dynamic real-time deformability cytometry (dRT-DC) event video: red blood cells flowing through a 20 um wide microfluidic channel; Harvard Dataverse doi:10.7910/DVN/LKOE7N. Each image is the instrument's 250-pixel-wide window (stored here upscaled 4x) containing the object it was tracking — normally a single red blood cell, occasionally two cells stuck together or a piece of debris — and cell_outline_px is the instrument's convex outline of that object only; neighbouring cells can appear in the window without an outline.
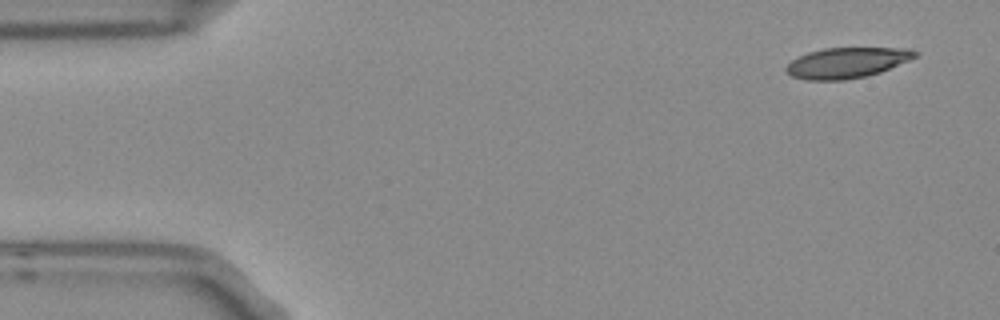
{"species": "Egyptian fruit bat (a non-hibernating species)", "species_latin": "Rousettus aegyptiacus", "temperature_condition": "room temperature", "stored_images_in_passage": 4, "camera_frame_rate_fps": 3000, "um_per_image_px": 0.085, "frame": {"image": 1, "passage_image": 1, "time_ms": 0.0, "image_size_px": [1000, 320], "cell_outline_px": [[920, 56], [880, 72], [864, 76], [844, 80], [808, 80], [792, 76], [784, 68], [792, 60], [808, 52], [824, 48], [912, 48], [920, 52]], "centroid_in_image_um": [72.05, 5.32], "position_along_channel_um": 13.0, "area_um2": 22.95}}